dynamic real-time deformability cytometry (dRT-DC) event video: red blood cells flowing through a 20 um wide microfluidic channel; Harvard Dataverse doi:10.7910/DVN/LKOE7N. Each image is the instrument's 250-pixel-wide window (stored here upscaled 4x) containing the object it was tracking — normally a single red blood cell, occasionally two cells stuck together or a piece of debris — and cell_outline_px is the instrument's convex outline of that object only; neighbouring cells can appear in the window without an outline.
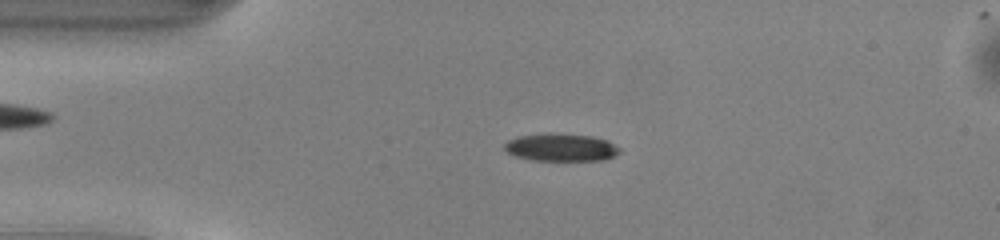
{"species": "common noctule bat (a hibernating species)", "species_latin": "Nyctalus noctula", "temperature_condition": "warm", "stored_images_in_passage": 48, "camera_frame_rate_fps": 3000, "um_per_image_px": 0.085, "animal": {"sex": "male", "body_mass_g": 13.0, "forearm_length_mm": 53.1}, "frame": {"image": 1, "passage_image": 10, "time_ms": 3.0, "image_size_px": [1000, 240], "cell_outline_px": [[620, 152], [604, 160], [532, 160], [516, 156], [508, 152], [504, 148], [504, 144], [508, 140], [516, 136], [548, 132], [552, 132], [592, 136], [608, 140], [620, 148]], "centroid_in_image_um": [47.67, 12.5], "position_along_channel_um": 37.3, "area_um2": 18.73}}
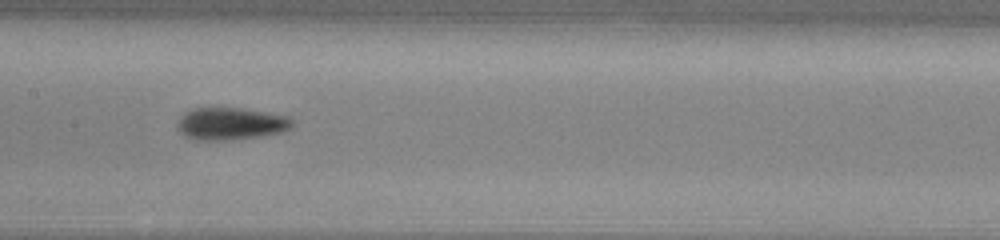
{"frame": {"image": 2, "passage_image": 23, "time_ms": 7.333, "image_size_px": [1000, 240], "cell_outline_px": [[292, 128], [280, 132], [260, 136], [228, 140], [196, 140], [184, 136], [176, 128], [176, 124], [180, 116], [184, 112], [192, 108], [240, 108], [288, 116], [292, 120]], "centroid_in_image_um": [19.55, 10.51], "position_along_channel_um": 187.8, "area_um2": 21.68}}
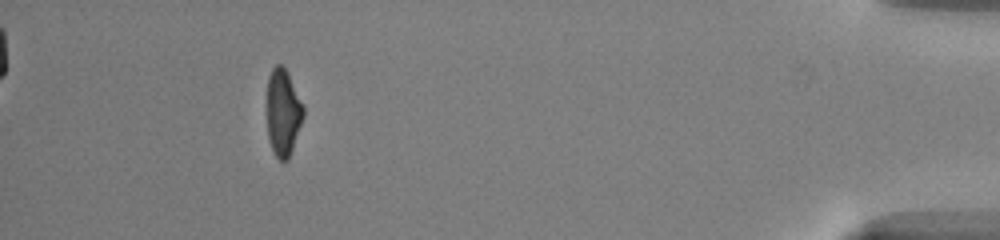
{"frame": {"image": 3, "passage_image": 44, "time_ms": 14.333, "image_size_px": [1000, 240], "cell_outline_px": [[304, 116], [288, 160], [280, 160], [276, 156], [268, 140], [268, 76], [272, 68], [276, 64], [280, 64], [288, 72], [304, 104]], "centroid_in_image_um": [24.08, 9.53], "position_along_channel_um": 411.1, "area_um2": 18.38}, "authors_computed_cell_mechanics": {"area_um2": 19.5075, "velocity_mm_per_s": 4.1581, "shape_relaxation_time_tau1_ms": 2.5717, "shape_relaxation_time_tau2_ms": 2.5444, "deformation_change_tau1": 0.1469, "deformation_change_tau2": 0.0973}}